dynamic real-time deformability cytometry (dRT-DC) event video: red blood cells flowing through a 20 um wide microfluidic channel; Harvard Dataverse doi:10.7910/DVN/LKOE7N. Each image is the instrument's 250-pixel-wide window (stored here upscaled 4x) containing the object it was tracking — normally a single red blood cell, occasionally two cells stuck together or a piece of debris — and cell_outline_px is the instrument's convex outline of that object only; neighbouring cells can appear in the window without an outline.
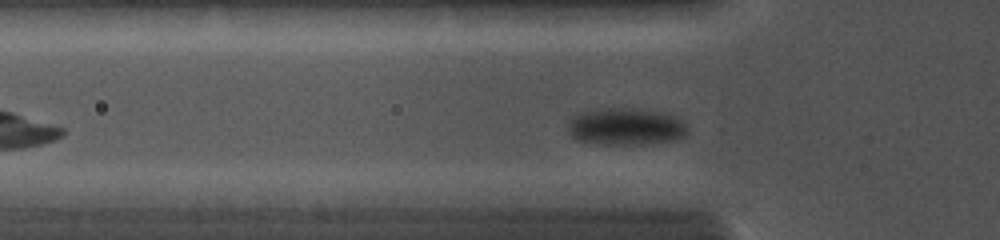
{"species": "common noctule bat (a hibernating species)", "species_latin": "Nyctalus noctula", "temperature_condition": "cold", "stored_images_in_passage": 36, "camera_frame_rate_fps": 5000, "um_per_image_px": 0.085, "animal": {"sex": "female", "body_mass_g": 19.0, "forearm_length_mm": 56.7}, "frame": {"image": 1, "passage_image": 7, "time_ms": 2.0, "image_size_px": [1000, 240], "cell_outline_px": [[688, 132], [684, 136], [676, 140], [644, 144], [596, 144], [576, 140], [568, 132], [568, 124], [572, 116], [580, 112], [604, 108], [624, 108], [656, 112], [672, 116], [684, 120], [688, 128]], "centroid_in_image_um": [53.17, 10.78], "position_along_channel_um": 72.6, "area_um2": 25.84}}
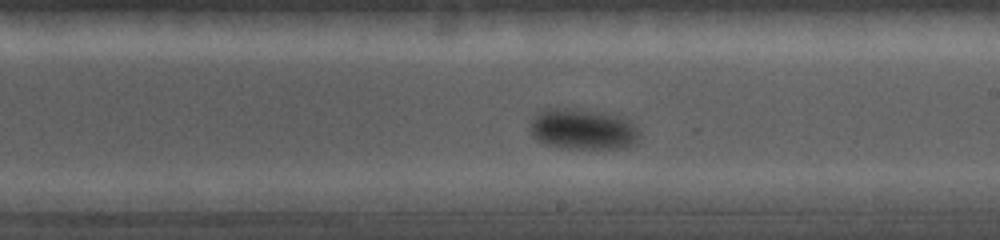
{"frame": {"image": 2, "passage_image": 19, "time_ms": 6.0, "image_size_px": [1000, 240], "cell_outline_px": [[640, 136], [636, 144], [620, 148], [568, 148], [544, 144], [532, 136], [532, 116], [540, 108], [572, 108], [620, 116], [628, 120], [640, 132]], "centroid_in_image_um": [49.52, 10.97], "position_along_channel_um": 239.5, "area_um2": 25.95}}
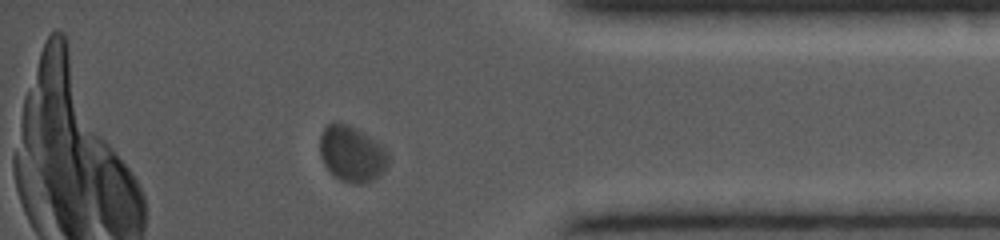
{"frame": {"image": 3, "passage_image": 32, "time_ms": 10.2, "image_size_px": [1000, 240], "cell_outline_px": [[388, 164], [372, 180], [364, 184], [356, 184], [340, 180], [324, 164], [320, 156], [320, 132], [332, 120], [336, 120], [348, 124], [356, 128], [380, 144], [388, 152]], "centroid_in_image_um": [29.87, 13.03], "position_along_channel_um": 405.3, "area_um2": 22.2}}